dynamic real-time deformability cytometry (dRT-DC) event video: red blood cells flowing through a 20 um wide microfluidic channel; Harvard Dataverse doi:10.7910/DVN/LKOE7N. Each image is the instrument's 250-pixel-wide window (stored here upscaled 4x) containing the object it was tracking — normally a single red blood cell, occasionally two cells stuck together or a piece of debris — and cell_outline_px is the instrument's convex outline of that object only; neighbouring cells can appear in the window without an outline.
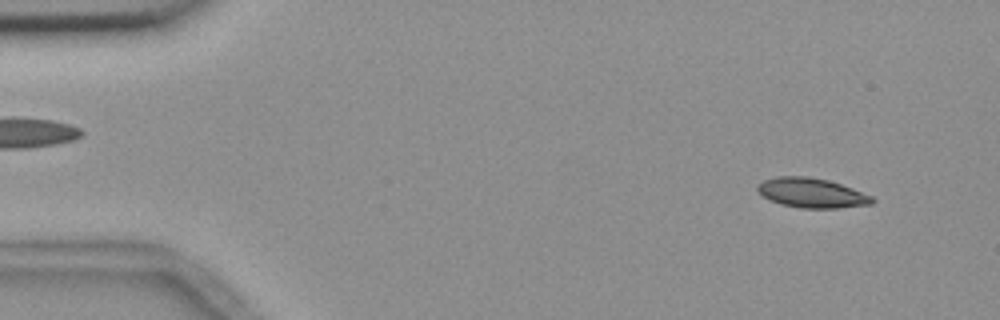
{"species": "common noctule bat (a hibernating species)", "species_latin": "Nyctalus noctula", "temperature_condition": "room temperature", "stored_images_in_passage": 28, "camera_frame_rate_fps": 3000, "um_per_image_px": 0.085, "animal": {"sex": "female", "body_mass_g": 18.4}, "frame": {"image": 1, "passage_image": 1, "time_ms": 0.0, "image_size_px": [1000, 320], "cell_outline_px": [[876, 200], [872, 204], [840, 208], [800, 208], [780, 204], [764, 196], [756, 188], [756, 184], [764, 180], [776, 176], [808, 176], [828, 180], [852, 188], [872, 196]], "centroid_in_image_um": [69.0, 16.39], "position_along_channel_um": 16.0, "area_um2": 19.83}}
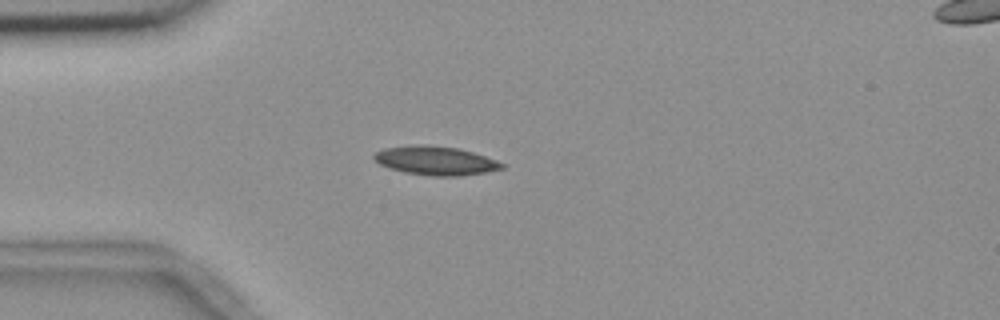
{"frame": {"image": 2, "passage_image": 11, "time_ms": 3.333, "image_size_px": [1000, 320], "cell_outline_px": [[504, 168], [484, 172], [460, 176], [432, 176], [404, 172], [380, 164], [372, 156], [376, 152], [384, 148], [460, 148], [496, 160], [504, 164]], "centroid_in_image_um": [37.09, 13.71], "position_along_channel_um": 47.9, "area_um2": 20.11}}